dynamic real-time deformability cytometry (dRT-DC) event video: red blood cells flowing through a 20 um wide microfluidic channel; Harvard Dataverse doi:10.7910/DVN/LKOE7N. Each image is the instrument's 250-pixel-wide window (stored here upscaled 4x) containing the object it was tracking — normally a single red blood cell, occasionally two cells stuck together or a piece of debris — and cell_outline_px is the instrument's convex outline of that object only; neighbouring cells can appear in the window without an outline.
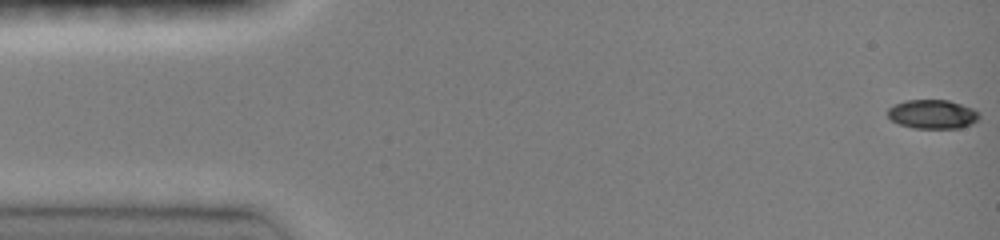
{"species": "common noctule bat (a hibernating species)", "species_latin": "Nyctalus noctula", "temperature_condition": "room temperature", "stored_images_in_passage": 9, "camera_frame_rate_fps": 3000, "um_per_image_px": 0.085, "animal": {"sex": "female", "body_mass_g": 19.0, "forearm_length_mm": 51.5}, "frame": {"image": 1, "passage_image": 1, "time_ms": 0.0, "image_size_px": [1000, 240], "cell_outline_px": [[980, 116], [972, 124], [960, 128], [912, 128], [900, 124], [892, 120], [888, 116], [888, 108], [904, 100], [948, 100], [972, 108], [980, 112]], "centroid_in_image_um": [79.28, 9.71], "position_along_channel_um": 5.7, "area_um2": 15.43}}
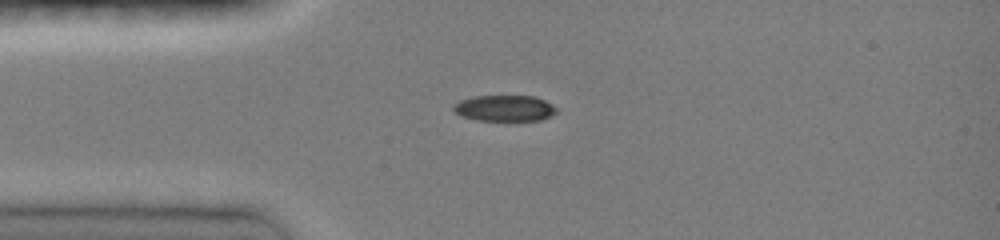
{"frame": {"image": 2, "passage_image": 6, "time_ms": 1.667, "image_size_px": [1000, 240], "cell_outline_px": [[556, 112], [552, 116], [540, 120], [476, 120], [460, 116], [452, 108], [460, 100], [472, 96], [536, 96], [552, 104], [556, 108]], "centroid_in_image_um": [42.9, 9.19], "position_along_channel_um": 42.1, "area_um2": 15.61}}